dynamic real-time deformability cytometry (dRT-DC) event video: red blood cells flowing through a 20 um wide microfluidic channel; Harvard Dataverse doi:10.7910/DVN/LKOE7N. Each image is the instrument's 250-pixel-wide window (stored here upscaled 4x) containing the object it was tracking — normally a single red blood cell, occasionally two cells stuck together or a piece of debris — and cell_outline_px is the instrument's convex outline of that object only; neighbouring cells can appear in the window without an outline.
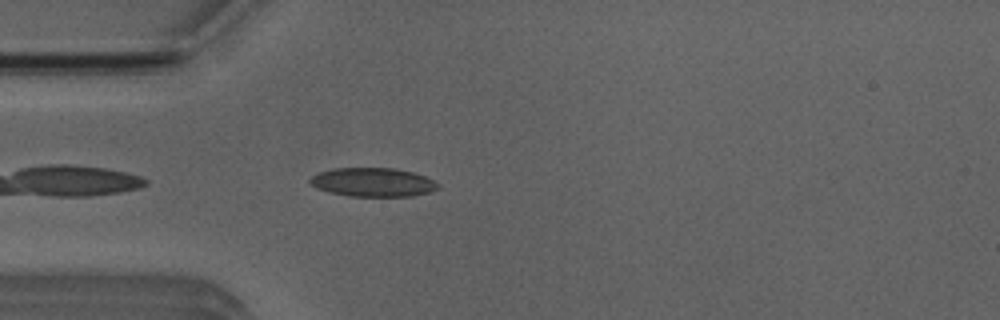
{"species": "Egyptian fruit bat (a non-hibernating species)", "species_latin": "Rousettus aegyptiacus", "temperature_condition": "room temperature", "stored_images_in_passage": 4, "camera_frame_rate_fps": 3000, "um_per_image_px": 0.085, "animal": {"sex": "male"}, "frame": {"image": 1, "passage_image": 4, "time_ms": 3.667, "image_size_px": [1000, 320], "cell_outline_px": [[440, 188], [428, 192], [412, 196], [348, 196], [328, 192], [316, 188], [308, 180], [312, 176], [320, 172], [332, 168], [392, 168], [412, 172], [424, 176], [440, 184]], "centroid_in_image_um": [31.68, 15.49], "position_along_channel_um": 53.3, "area_um2": 21.44}}